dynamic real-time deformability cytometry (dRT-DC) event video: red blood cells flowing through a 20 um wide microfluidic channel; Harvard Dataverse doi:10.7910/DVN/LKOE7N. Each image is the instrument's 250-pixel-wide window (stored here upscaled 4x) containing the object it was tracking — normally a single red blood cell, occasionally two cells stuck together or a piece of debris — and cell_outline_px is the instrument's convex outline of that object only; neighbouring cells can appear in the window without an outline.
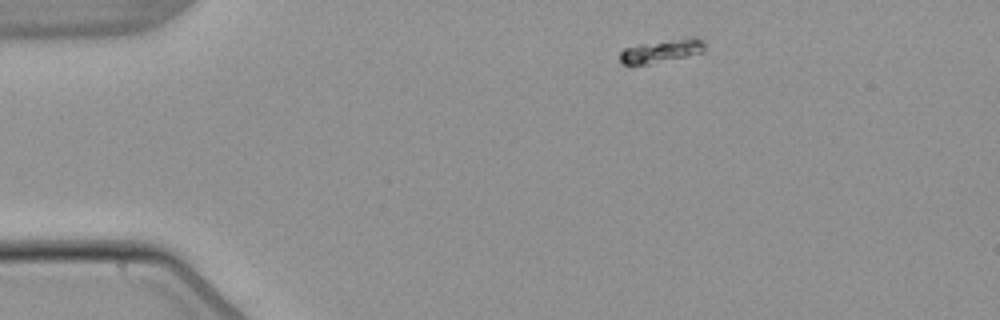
{"species": "common noctule bat (a hibernating species)", "species_latin": "Nyctalus noctula", "temperature_condition": "warm", "stored_images_in_passage": 6, "segment_of_instrument_passage": [2, 2], "camera_frame_rate_fps": 3000, "um_per_image_px": 0.085, "animal": {"sex": "male", "body_mass_g": 21.5, "forearm_length_mm": 52.0}, "frame": {"image": 1, "passage_image": 6, "time_ms": 6.333, "image_size_px": [1000, 320], "cell_outline_px": [[704, 52], [648, 64], [624, 64], [620, 60], [620, 52], [624, 48], [640, 44], [684, 36], [696, 36], [704, 40]], "centroid_in_image_um": [56.28, 4.28], "position_along_channel_um": 28.7, "area_um2": 11.56}}